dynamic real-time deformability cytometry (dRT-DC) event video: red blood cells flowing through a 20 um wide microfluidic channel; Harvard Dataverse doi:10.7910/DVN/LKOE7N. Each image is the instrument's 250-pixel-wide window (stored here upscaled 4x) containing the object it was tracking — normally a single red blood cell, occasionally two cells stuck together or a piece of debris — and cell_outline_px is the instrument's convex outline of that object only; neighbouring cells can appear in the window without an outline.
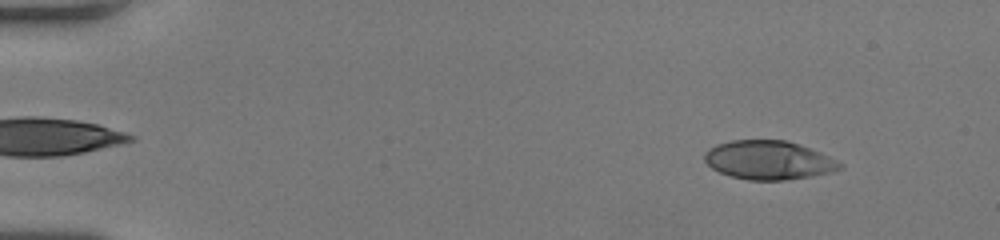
{"species": "human", "species_latin": "Homo sapiens", "temperature_condition": "room temperature", "stored_images_in_passage": 52, "camera_frame_rate_fps": 3000, "um_per_image_px": 0.085, "donor": {"sex": "female"}, "frame": {"image": 1, "passage_image": 6, "time_ms": 1.667, "image_size_px": [1000, 240], "cell_outline_px": [[844, 168], [832, 172], [812, 176], [784, 180], [748, 180], [732, 176], [720, 172], [712, 168], [704, 160], [704, 152], [708, 148], [716, 144], [732, 140], [784, 140], [820, 152], [844, 164]], "centroid_in_image_um": [65.33, 13.61], "position_along_channel_um": 19.7, "area_um2": 30.52}}
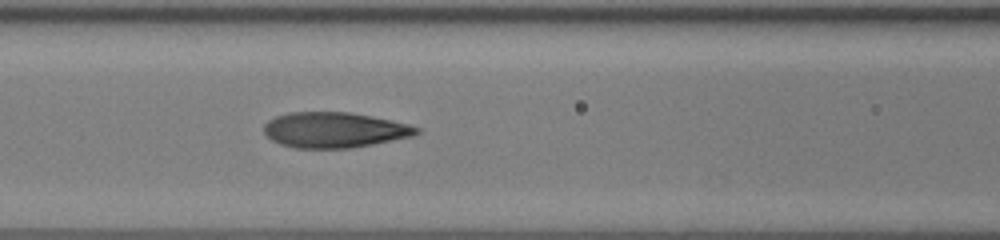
{"frame": {"image": 2, "passage_image": 24, "time_ms": 7.667, "image_size_px": [1000, 240], "cell_outline_px": [[420, 132], [412, 136], [352, 148], [292, 148], [280, 144], [272, 140], [264, 132], [264, 124], [268, 120], [276, 116], [288, 112], [348, 112], [372, 116], [408, 124], [420, 128]], "centroid_in_image_um": [28.4, 11.04], "position_along_channel_um": 138.2, "area_um2": 31.5}}
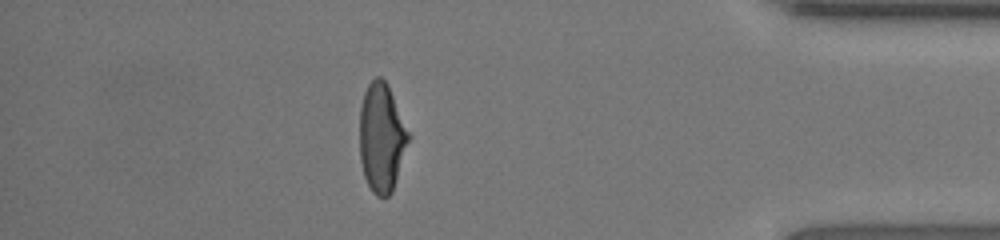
{"frame": {"image": 3, "passage_image": 46, "time_ms": 15.0, "image_size_px": [1000, 240], "cell_outline_px": [[412, 136], [392, 192], [388, 196], [376, 196], [372, 192], [364, 176], [360, 160], [360, 108], [364, 92], [368, 84], [376, 76], [380, 76], [388, 84]], "centroid_in_image_um": [32.47, 11.69], "position_along_channel_um": 402.7, "area_um2": 31.44}, "authors_computed_cell_mechanics": {"area_um2": 31.4721, "velocity_mm_per_s": 4.0913, "shape_relaxation_time_tau1_ms": 6.0089, "shape_relaxation_time_tau2_ms": 0.8379, "deformation_change_tau1": 0.2533, "deformation_change_tau2": 0.0854}}